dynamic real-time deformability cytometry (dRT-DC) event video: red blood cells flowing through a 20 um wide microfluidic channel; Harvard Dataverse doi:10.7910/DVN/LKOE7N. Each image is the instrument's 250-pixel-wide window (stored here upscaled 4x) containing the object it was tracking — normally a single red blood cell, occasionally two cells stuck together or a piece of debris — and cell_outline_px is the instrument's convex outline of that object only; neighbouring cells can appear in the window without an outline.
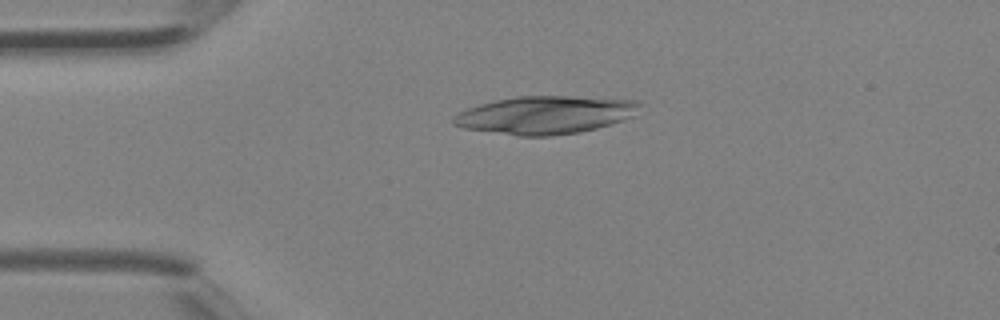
{"species": "Egyptian fruit bat (a non-hibernating species)", "species_latin": "Rousettus aegyptiacus", "temperature_condition": "room temperature", "stored_images_in_passage": 1, "camera_frame_rate_fps": 3000, "um_per_image_px": 0.085, "animal": {"sex": "female"}, "frame": {"image": 1, "passage_image": 1, "time_ms": 0.0, "image_size_px": [1000, 320], "cell_outline_px": [[640, 104], [636, 116], [624, 120], [596, 128], [580, 132], [552, 136], [520, 136], [464, 128], [452, 124], [452, 116], [468, 108], [480, 104], [496, 100], [516, 96], [572, 96], [640, 100]], "centroid_in_image_um": [46.38, 9.77], "position_along_channel_um": 38.6, "area_um2": 41.33}}